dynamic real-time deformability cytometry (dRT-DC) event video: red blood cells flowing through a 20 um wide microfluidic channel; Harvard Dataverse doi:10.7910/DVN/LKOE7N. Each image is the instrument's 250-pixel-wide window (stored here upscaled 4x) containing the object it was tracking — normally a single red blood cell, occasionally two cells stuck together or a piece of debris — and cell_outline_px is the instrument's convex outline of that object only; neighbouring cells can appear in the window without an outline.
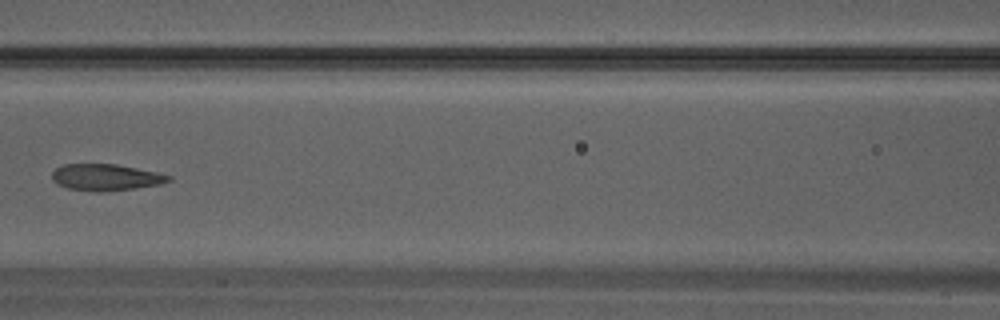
{"species": "Egyptian fruit bat (a non-hibernating species)", "species_latin": "Rousettus aegyptiacus", "temperature_condition": "warm", "stored_images_in_passage": 34, "camera_frame_rate_fps": 3000, "um_per_image_px": 0.085, "animal": {"sex": "male"}, "frame": {"image": 1, "passage_image": 15, "time_ms": 4.667, "image_size_px": [1000, 320], "cell_outline_px": [[172, 180], [160, 184], [104, 192], [96, 192], [68, 188], [52, 180], [52, 172], [56, 168], [64, 164], [116, 164], [156, 172], [172, 176]], "centroid_in_image_um": [8.99, 15.07], "position_along_channel_um": 157.6, "area_um2": 17.86}}
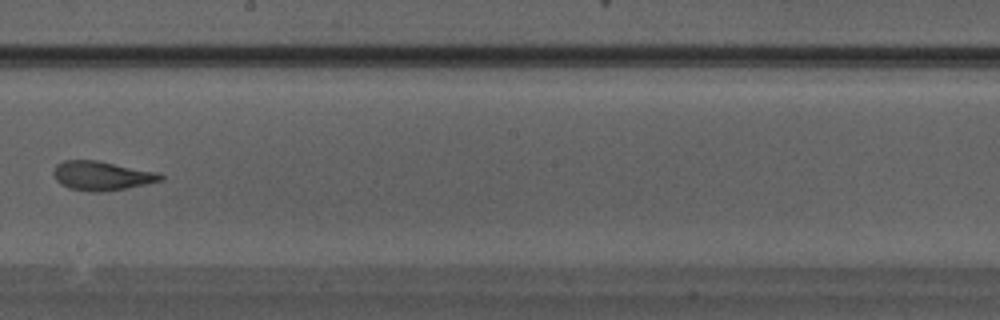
{"frame": {"image": 2, "passage_image": 19, "time_ms": 6.0, "image_size_px": [1000, 320], "cell_outline_px": [[164, 180], [104, 192], [92, 192], [68, 188], [60, 184], [56, 180], [52, 172], [56, 164], [64, 160], [96, 160], [156, 172], [164, 176]], "centroid_in_image_um": [8.6, 14.94], "position_along_channel_um": 239.6, "area_um2": 18.09}}
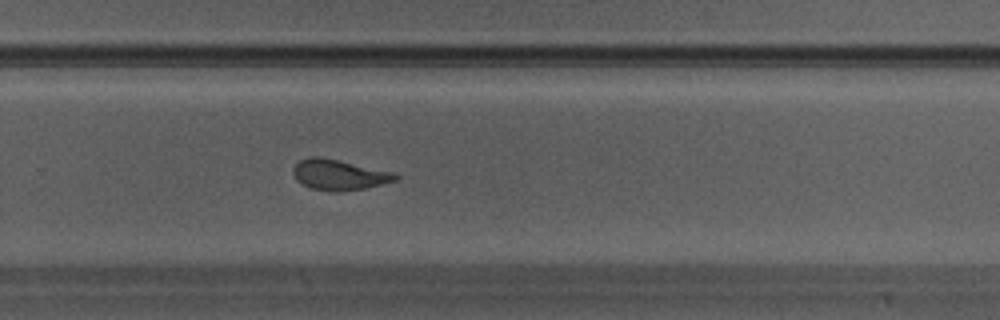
{"frame": {"image": 3, "passage_image": 22, "time_ms": 7.0, "image_size_px": [1000, 320], "cell_outline_px": [[400, 176], [396, 180], [364, 188], [336, 192], [332, 192], [312, 188], [296, 180], [292, 172], [292, 168], [300, 160], [312, 156], [320, 156], [340, 160], [396, 172]], "centroid_in_image_um": [28.83, 14.84], "position_along_channel_um": 301.0, "area_um2": 18.26}}